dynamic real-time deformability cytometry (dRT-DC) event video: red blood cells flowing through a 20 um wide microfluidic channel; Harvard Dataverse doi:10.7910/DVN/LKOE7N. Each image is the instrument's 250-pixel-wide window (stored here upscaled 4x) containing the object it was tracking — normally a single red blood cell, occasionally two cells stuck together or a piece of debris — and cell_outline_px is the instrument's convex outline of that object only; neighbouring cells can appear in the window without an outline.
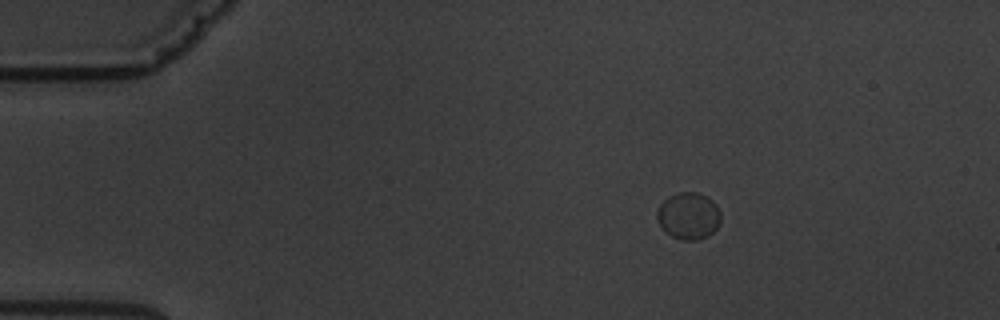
{"species": "common noctule bat (a hibernating species)", "species_latin": "Nyctalus noctula", "temperature_condition": "warm", "stored_images_in_passage": 3, "camera_frame_rate_fps": 3000, "um_per_image_px": 0.085, "animal": {"sex": "male", "body_mass_g": 19.5, "forearm_length_mm": 54.6}, "frame": {"image": 1, "passage_image": 1, "time_ms": 0.0, "image_size_px": [1000, 320], "cell_outline_px": [[720, 224], [708, 236], [700, 240], [680, 240], [672, 236], [660, 224], [656, 216], [656, 208], [668, 196], [676, 192], [696, 192], [712, 200], [716, 204], [720, 212]], "centroid_in_image_um": [58.52, 18.34], "position_along_channel_um": 26.5, "area_um2": 17.46}}